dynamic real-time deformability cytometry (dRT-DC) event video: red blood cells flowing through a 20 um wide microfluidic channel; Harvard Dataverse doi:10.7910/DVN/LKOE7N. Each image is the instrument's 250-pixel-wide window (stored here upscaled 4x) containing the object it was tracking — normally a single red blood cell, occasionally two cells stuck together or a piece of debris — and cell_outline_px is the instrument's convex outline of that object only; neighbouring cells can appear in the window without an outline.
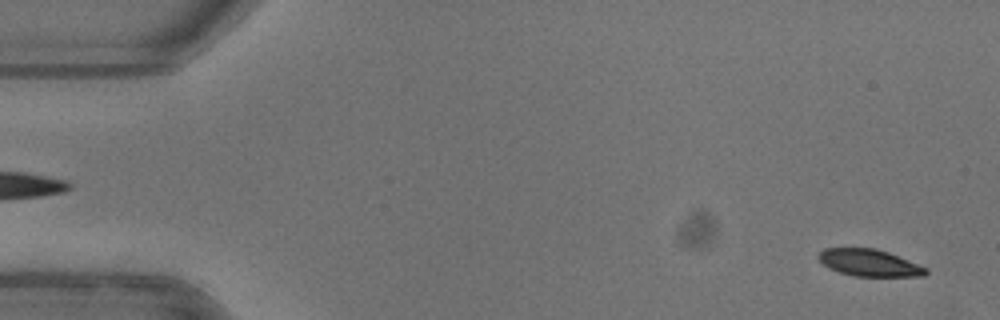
{"species": "common noctule bat (a hibernating species)", "species_latin": "Nyctalus noctula", "temperature_condition": "warm", "stored_images_in_passage": 53, "camera_frame_rate_fps": 3000, "um_per_image_px": 0.085, "animal": {"sex": "female"}, "frame": {"image": 1, "passage_image": 2, "time_ms": 0.333, "image_size_px": [1000, 320], "cell_outline_px": [[928, 272], [924, 276], [852, 276], [828, 268], [816, 256], [824, 248], [876, 248], [888, 252], [928, 268]], "centroid_in_image_um": [73.89, 22.34], "position_along_channel_um": 11.1, "area_um2": 16.82}}
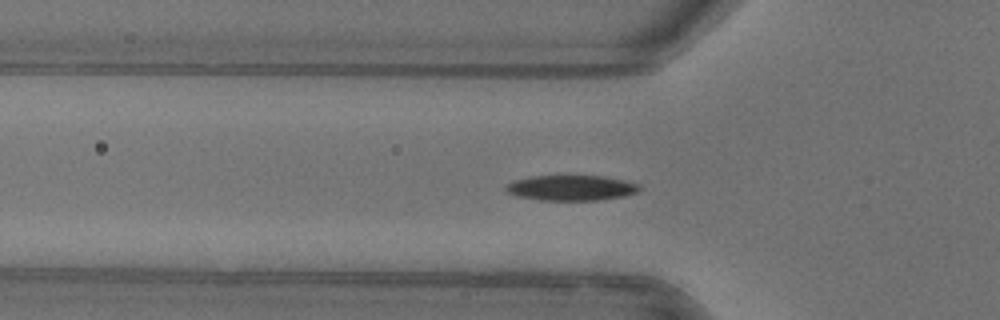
{"frame": {"image": 2, "passage_image": 17, "time_ms": 5.333, "image_size_px": [1000, 320], "cell_outline_px": [[640, 188], [636, 192], [624, 196], [596, 200], [540, 200], [516, 196], [508, 192], [504, 188], [508, 184], [516, 180], [532, 176], [604, 176], [624, 180], [636, 184]], "centroid_in_image_um": [48.53, 15.97], "position_along_channel_um": 77.3, "area_um2": 19.42}, "authors_computed_cell_mechanics": {"area_um2": 19.074, "velocity_mm_per_s": 3.9664, "shape_relaxation_time_tau1_ms": 2.36, "shape_relaxation_time_tau2_ms": null, "deformation_change_tau1": 0.1332, "deformation_change_tau2": null}}